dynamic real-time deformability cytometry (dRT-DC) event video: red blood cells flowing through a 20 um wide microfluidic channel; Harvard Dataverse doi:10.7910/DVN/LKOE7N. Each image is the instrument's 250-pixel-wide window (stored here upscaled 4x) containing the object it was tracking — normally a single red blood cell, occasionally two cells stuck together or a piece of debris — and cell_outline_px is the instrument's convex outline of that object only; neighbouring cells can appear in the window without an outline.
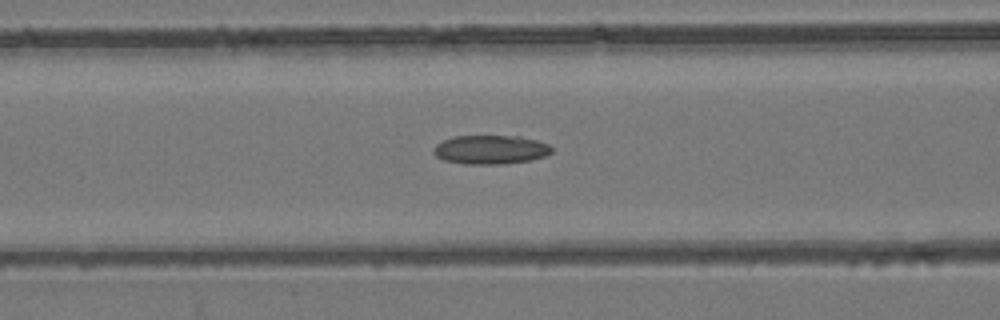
{"species": "common noctule bat (a hibernating species)", "species_latin": "Nyctalus noctula", "temperature_condition": "room temperature", "stored_images_in_passage": 42, "camera_frame_rate_fps": 3000, "um_per_image_px": 0.085, "animal": {"sex": "female", "body_mass_g": 24.6, "forearm_length_mm": 56.2}, "frame": {"image": 1, "passage_image": 11, "time_ms": 3.333, "image_size_px": [1000, 320], "cell_outline_px": [[552, 152], [544, 156], [532, 160], [504, 164], [464, 164], [444, 160], [436, 156], [432, 152], [432, 148], [436, 144], [452, 136], [520, 136], [536, 140], [548, 144], [552, 148]], "centroid_in_image_um": [41.68, 12.72], "position_along_channel_um": 124.9, "area_um2": 20.06}}
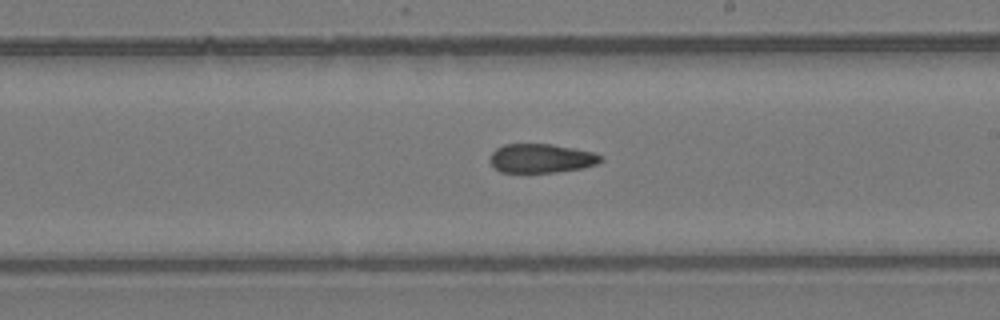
{"frame": {"image": 2, "passage_image": 20, "time_ms": 6.333, "image_size_px": [1000, 320], "cell_outline_px": [[604, 160], [596, 164], [584, 168], [556, 172], [500, 172], [492, 164], [492, 152], [496, 148], [504, 144], [552, 144], [576, 148], [592, 152], [604, 156]], "centroid_in_image_um": [46.07, 13.45], "position_along_channel_um": 242.9, "area_um2": 18.73}}
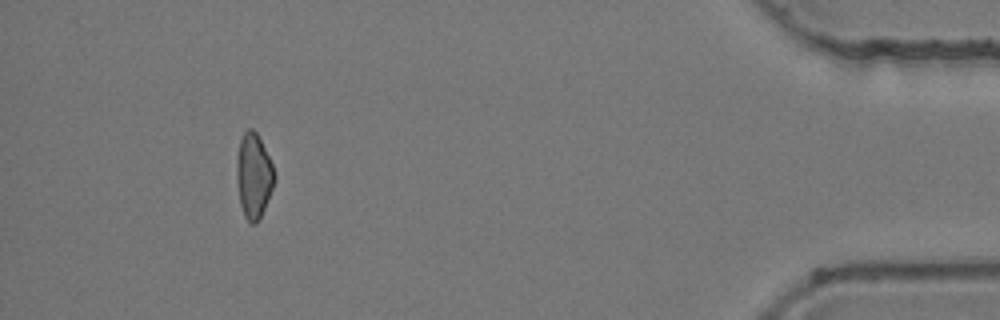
{"frame": {"image": 3, "passage_image": 38, "time_ms": 12.333, "image_size_px": [1000, 320], "cell_outline_px": [[276, 180], [260, 220], [256, 224], [252, 224], [244, 216], [240, 204], [236, 180], [236, 156], [240, 140], [244, 132], [248, 128], [252, 128], [256, 132], [272, 164], [276, 176]], "centroid_in_image_um": [21.55, 14.97], "position_along_channel_um": 413.6, "area_um2": 18.9}}